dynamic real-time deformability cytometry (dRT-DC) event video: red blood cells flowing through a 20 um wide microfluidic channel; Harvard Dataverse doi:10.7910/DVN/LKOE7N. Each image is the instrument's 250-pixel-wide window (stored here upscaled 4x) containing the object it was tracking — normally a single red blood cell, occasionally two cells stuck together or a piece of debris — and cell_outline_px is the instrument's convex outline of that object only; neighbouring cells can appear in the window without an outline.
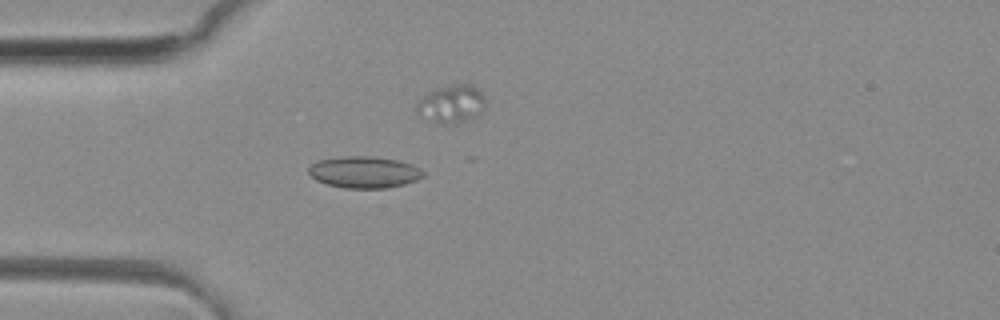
{"species": "common noctule bat (a hibernating species)", "species_latin": "Nyctalus noctula", "temperature_condition": "room temperature", "stored_images_in_passage": 13, "camera_frame_rate_fps": 3000, "um_per_image_px": 0.085, "animal": {"sex": "female", "body_mass_g": 29.2, "forearm_length_mm": 56.3}, "frame": {"image": 1, "passage_image": 4, "time_ms": 1.0, "image_size_px": [1000, 320], "cell_outline_px": [[424, 176], [416, 180], [404, 184], [388, 188], [344, 188], [328, 184], [316, 180], [308, 172], [308, 168], [312, 164], [320, 160], [340, 156], [372, 156], [400, 160], [412, 164], [420, 168], [424, 172]], "centroid_in_image_um": [30.98, 14.62], "position_along_channel_um": 54.0, "area_um2": 21.21}}
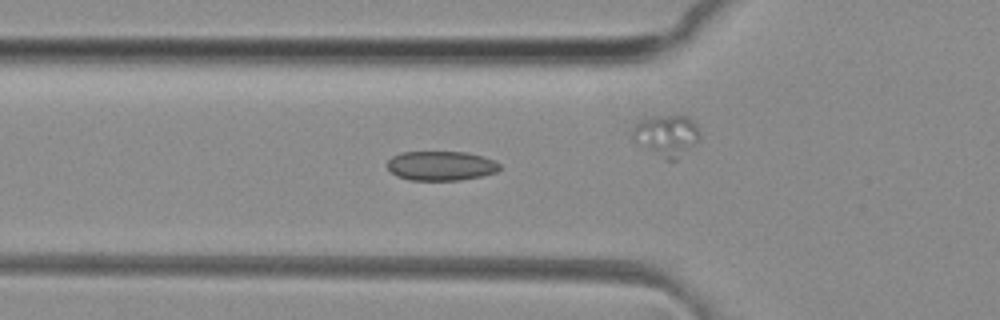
{"frame": {"image": 2, "passage_image": 7, "time_ms": 2.0, "image_size_px": [1000, 320], "cell_outline_px": [[500, 168], [496, 172], [480, 176], [460, 180], [408, 180], [396, 176], [388, 168], [388, 160], [392, 156], [400, 152], [464, 152], [496, 160], [500, 164]], "centroid_in_image_um": [37.47, 14.09], "position_along_channel_um": 88.3, "area_um2": 19.25}}
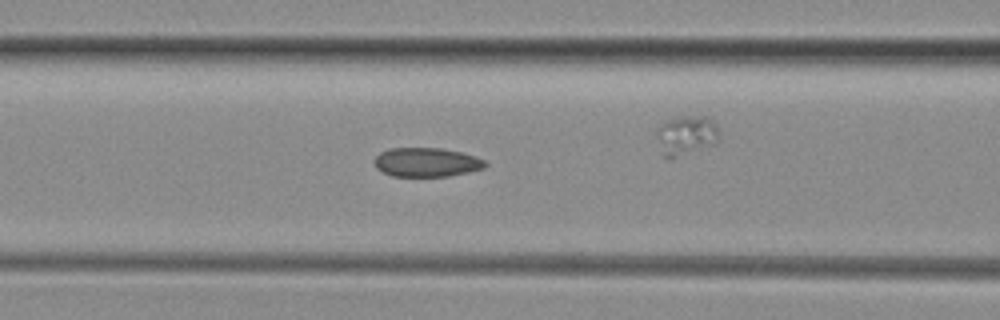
{"frame": {"image": 3, "passage_image": 10, "time_ms": 3.0, "image_size_px": [1000, 320], "cell_outline_px": [[488, 164], [484, 168], [468, 172], [448, 176], [392, 176], [376, 168], [372, 160], [380, 152], [388, 148], [440, 148], [460, 152], [476, 156], [484, 160]], "centroid_in_image_um": [36.23, 13.79], "position_along_channel_um": 130.4, "area_um2": 18.84}}